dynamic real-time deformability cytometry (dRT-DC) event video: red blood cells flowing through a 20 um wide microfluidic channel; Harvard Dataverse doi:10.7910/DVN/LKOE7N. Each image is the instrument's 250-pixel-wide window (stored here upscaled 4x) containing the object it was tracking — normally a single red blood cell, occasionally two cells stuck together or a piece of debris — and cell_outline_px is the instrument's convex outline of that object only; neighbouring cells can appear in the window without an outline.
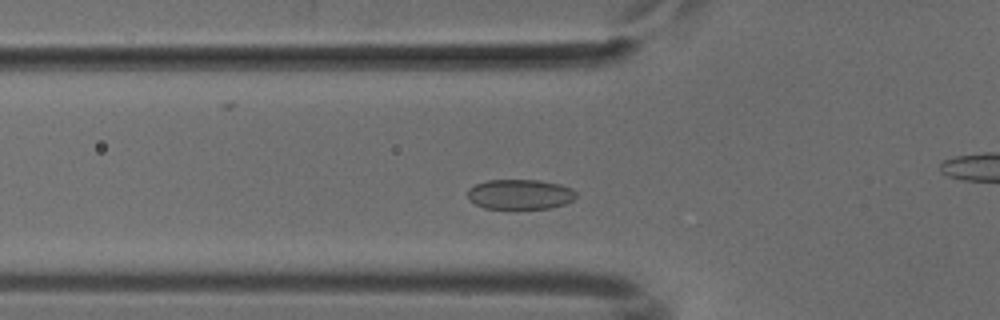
{"species": "common noctule bat (a hibernating species)", "species_latin": "Nyctalus noctula", "temperature_condition": "cold", "stored_images_in_passage": 49, "camera_frame_rate_fps": 3000, "um_per_image_px": 0.085, "animal": {"sex": "male", "body_mass_g": 18.8}, "frame": {"image": 1, "passage_image": 13, "time_ms": 4.0, "image_size_px": [1000, 320], "cell_outline_px": [[576, 196], [572, 200], [564, 204], [548, 208], [516, 212], [484, 208], [468, 200], [468, 188], [476, 184], [488, 180], [540, 180], [560, 184], [572, 188], [576, 192]], "centroid_in_image_um": [44.18, 16.57], "position_along_channel_um": 81.6, "area_um2": 19.83}}
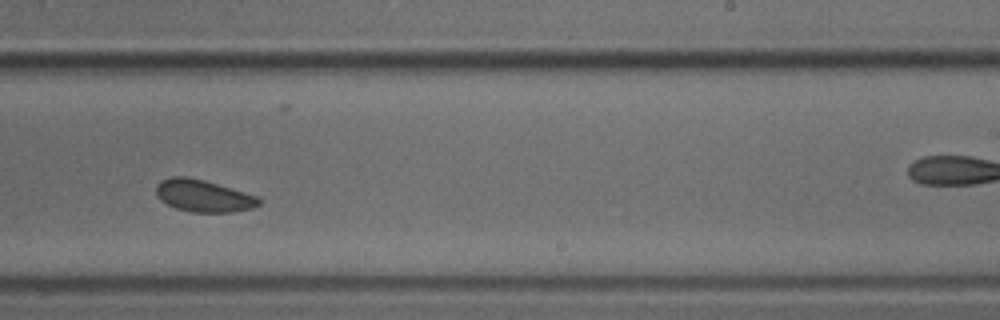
{"frame": {"image": 2, "passage_image": 28, "time_ms": 9.0, "image_size_px": [1000, 320], "cell_outline_px": [[260, 204], [252, 208], [232, 212], [192, 212], [176, 208], [160, 200], [156, 196], [156, 184], [160, 180], [172, 176], [184, 176], [204, 180], [256, 196], [260, 200]], "centroid_in_image_um": [17.23, 16.64], "position_along_channel_um": 271.8, "area_um2": 19.07}}
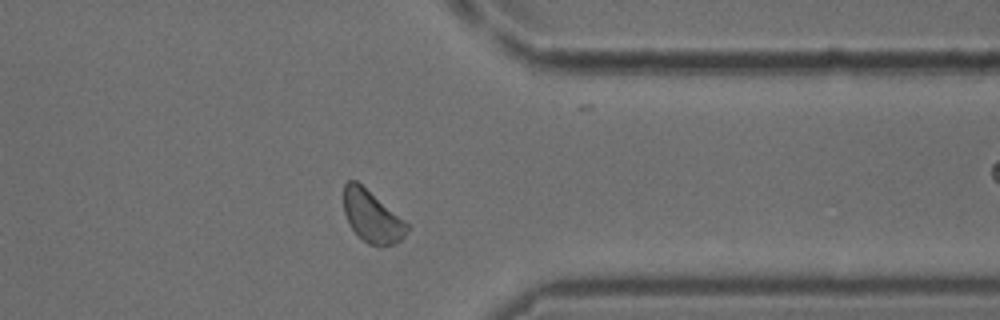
{"frame": {"image": 3, "passage_image": 37, "time_ms": 12.0, "image_size_px": [1000, 320], "cell_outline_px": [[408, 228], [404, 236], [400, 240], [392, 244], [368, 244], [356, 236], [348, 224], [344, 212], [344, 184], [348, 180], [356, 180], [404, 220], [408, 224]], "centroid_in_image_um": [31.57, 18.39], "position_along_channel_um": 379.8, "area_um2": 18.84}}